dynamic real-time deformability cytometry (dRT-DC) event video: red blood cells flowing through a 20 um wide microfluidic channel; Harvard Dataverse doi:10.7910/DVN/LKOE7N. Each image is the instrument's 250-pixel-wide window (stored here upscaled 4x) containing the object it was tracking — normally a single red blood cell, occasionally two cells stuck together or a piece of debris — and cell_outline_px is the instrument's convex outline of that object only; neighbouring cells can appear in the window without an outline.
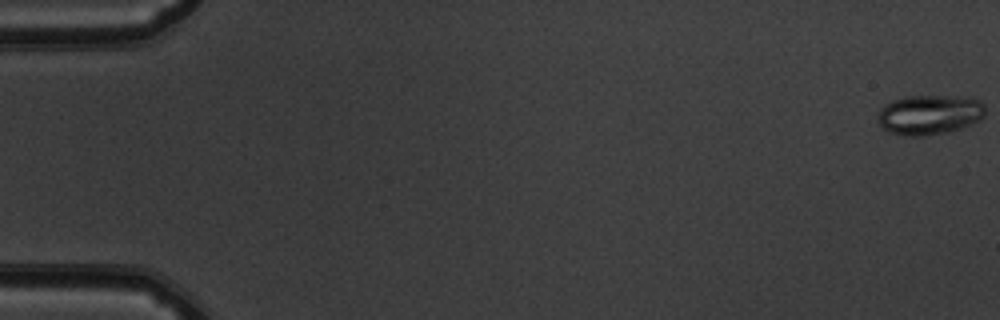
{"species": "common noctule bat (a hibernating species)", "species_latin": "Nyctalus noctula", "temperature_condition": "warm", "stored_images_in_passage": 54, "camera_frame_rate_fps": 3000, "um_per_image_px": 0.085, "animal": {"sex": "male", "body_mass_g": 19.5, "forearm_length_mm": 54.6}, "frame": {"image": 1, "passage_image": 1, "time_ms": 0.0, "image_size_px": [1000, 320], "cell_outline_px": [[984, 116], [980, 120], [972, 124], [948, 132], [924, 136], [904, 136], [892, 132], [884, 128], [876, 120], [876, 116], [880, 108], [884, 104], [892, 100], [908, 96], [972, 96], [980, 100], [984, 104]], "centroid_in_image_um": [79.01, 9.73], "position_along_channel_um": 6.0, "area_um2": 25.32}}
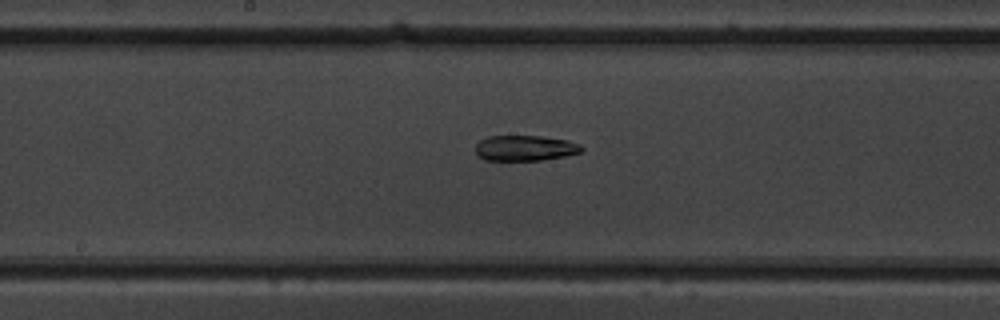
{"frame": {"image": 2, "passage_image": 29, "time_ms": 9.333, "image_size_px": [1000, 320], "cell_outline_px": [[584, 148], [580, 152], [564, 156], [540, 160], [484, 160], [476, 152], [476, 144], [480, 140], [488, 136], [540, 136], [568, 140], [580, 144]], "centroid_in_image_um": [44.63, 12.58], "position_along_channel_um": 203.6, "area_um2": 15.66}}
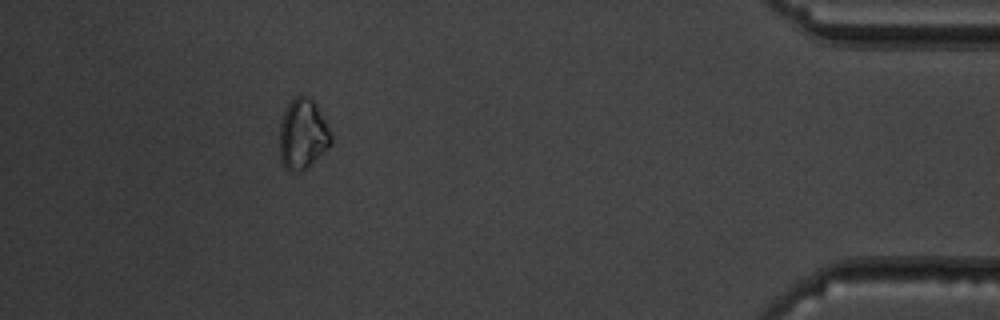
{"frame": {"image": 3, "passage_image": 49, "time_ms": 16.0, "image_size_px": [1000, 320], "cell_outline_px": [[332, 144], [300, 172], [292, 172], [284, 168], [280, 160], [280, 120], [292, 96], [308, 96], [316, 104], [332, 136]], "centroid_in_image_um": [25.7, 11.4], "position_along_channel_um": 409.5, "area_um2": 20.92}}